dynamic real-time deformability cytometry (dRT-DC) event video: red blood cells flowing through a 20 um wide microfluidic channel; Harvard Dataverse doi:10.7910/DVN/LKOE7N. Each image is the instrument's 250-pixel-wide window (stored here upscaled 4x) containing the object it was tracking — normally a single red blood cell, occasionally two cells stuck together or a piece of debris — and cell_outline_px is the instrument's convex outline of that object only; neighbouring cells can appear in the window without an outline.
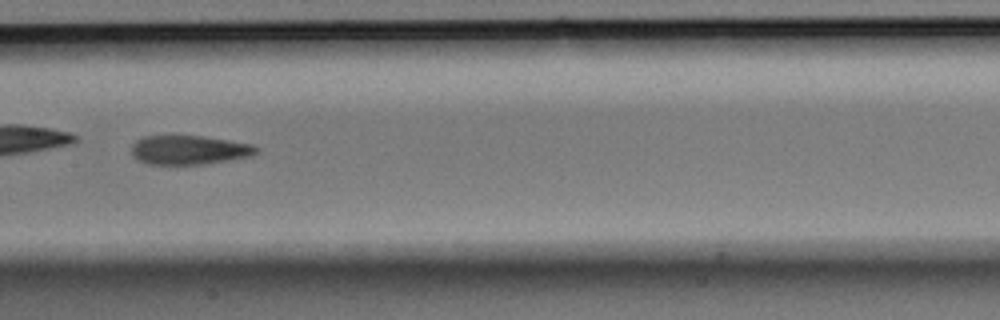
{"species": "Egyptian fruit bat (a non-hibernating species)", "species_latin": "Rousettus aegyptiacus", "temperature_condition": "room temperature", "stored_images_in_passage": 9, "camera_frame_rate_fps": 3000, "um_per_image_px": 0.085, "animal": {"sex": "male"}, "frame": {"image": 1, "passage_image": 7, "time_ms": 2.0, "image_size_px": [1000, 320], "cell_outline_px": [[260, 152], [252, 156], [208, 164], [148, 164], [136, 160], [132, 156], [132, 144], [136, 140], [144, 136], [204, 136], [252, 144], [260, 148]], "centroid_in_image_um": [16.11, 12.75], "position_along_channel_um": 191.3, "area_um2": 21.44}}
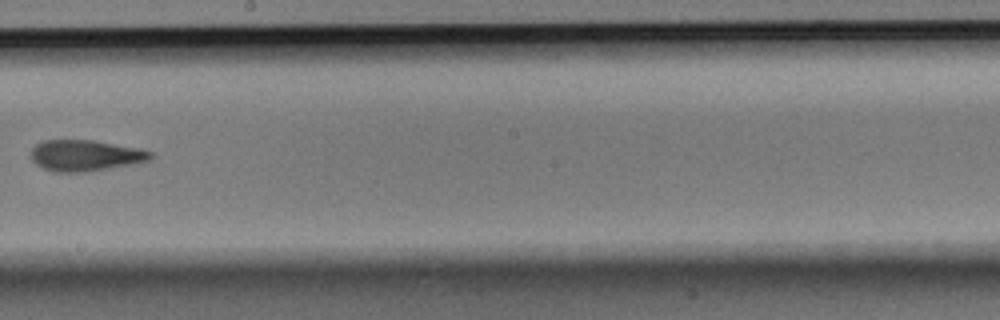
{"frame": {"image": 2, "passage_image": 8, "time_ms": 2.333, "image_size_px": [1000, 320], "cell_outline_px": [[152, 156], [148, 160], [108, 168], [84, 172], [56, 172], [44, 168], [36, 164], [32, 160], [32, 148], [36, 144], [44, 140], [92, 140], [140, 148], [152, 152]], "centroid_in_image_um": [7.22, 13.2], "position_along_channel_um": 241.0, "area_um2": 21.33}}
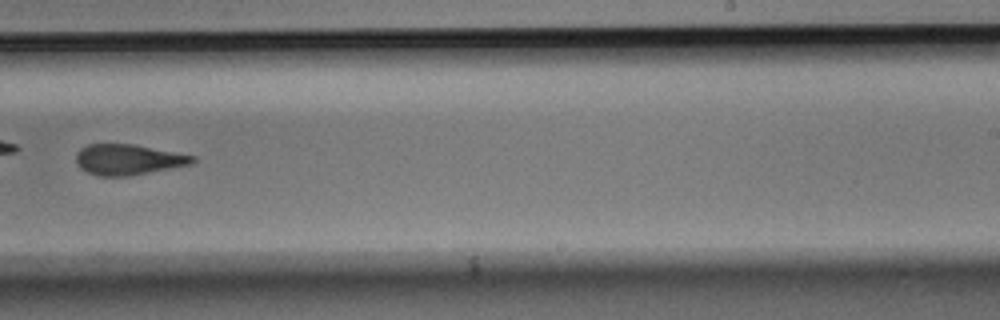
{"frame": {"image": 3, "passage_image": 9, "time_ms": 2.667, "image_size_px": [1000, 320], "cell_outline_px": [[196, 160], [192, 164], [128, 176], [100, 176], [88, 172], [80, 168], [76, 164], [76, 152], [80, 148], [88, 144], [132, 144], [196, 156]], "centroid_in_image_um": [10.87, 13.56], "position_along_channel_um": 278.1, "area_um2": 20.69}}